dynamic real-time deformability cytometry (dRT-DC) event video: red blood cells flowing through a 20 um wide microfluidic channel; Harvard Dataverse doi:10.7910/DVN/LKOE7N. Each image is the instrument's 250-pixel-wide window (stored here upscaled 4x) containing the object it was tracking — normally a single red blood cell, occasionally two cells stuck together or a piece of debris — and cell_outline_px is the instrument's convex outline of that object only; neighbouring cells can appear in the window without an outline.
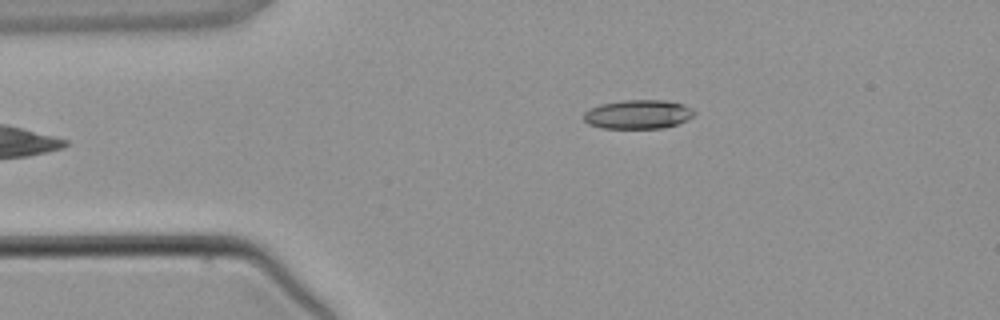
{"species": "common noctule bat (a hibernating species)", "species_latin": "Nyctalus noctula", "temperature_condition": "warm", "stored_images_in_passage": 3, "camera_frame_rate_fps": 3000, "um_per_image_px": 0.085, "animal": {"sex": "male", "body_mass_g": 21.5, "forearm_length_mm": 52.0}, "frame": {"image": 1, "passage_image": 3, "time_ms": 2.333, "image_size_px": [1000, 320], "cell_outline_px": [[696, 112], [688, 120], [664, 128], [600, 128], [588, 124], [584, 120], [584, 112], [600, 104], [620, 100], [664, 100], [684, 104], [692, 108]], "centroid_in_image_um": [54.24, 9.71], "position_along_channel_um": 30.8, "area_um2": 18.79}}